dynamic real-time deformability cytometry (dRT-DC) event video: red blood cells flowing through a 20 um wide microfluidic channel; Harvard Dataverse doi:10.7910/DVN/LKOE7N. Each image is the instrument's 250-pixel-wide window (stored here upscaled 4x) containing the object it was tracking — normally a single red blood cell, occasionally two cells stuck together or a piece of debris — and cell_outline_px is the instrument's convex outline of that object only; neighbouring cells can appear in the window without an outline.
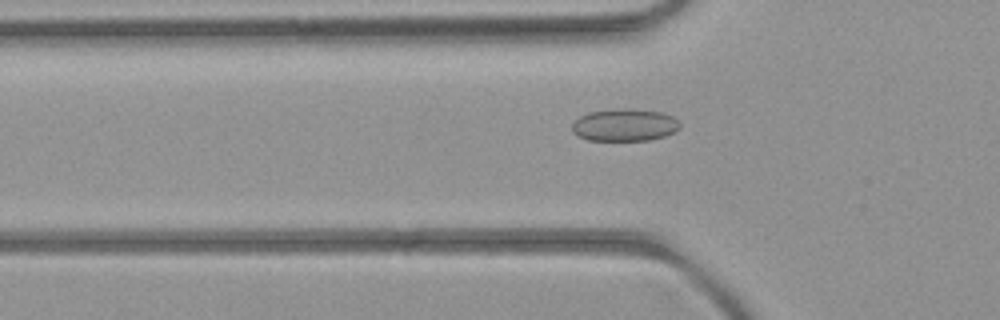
{"species": "common noctule bat (a hibernating species)", "species_latin": "Nyctalus noctula", "temperature_condition": "room temperature", "stored_images_in_passage": 36, "camera_frame_rate_fps": 3000, "um_per_image_px": 0.085, "animal": {"sex": "female", "body_mass_g": 21.9}, "frame": {"image": 1, "passage_image": 6, "time_ms": 1.667, "image_size_px": [1000, 320], "cell_outline_px": [[680, 128], [676, 132], [664, 136], [648, 140], [588, 140], [572, 132], [572, 124], [580, 116], [588, 112], [660, 112], [672, 116], [680, 124]], "centroid_in_image_um": [53.1, 10.69], "position_along_channel_um": 72.7, "area_um2": 19.13}}
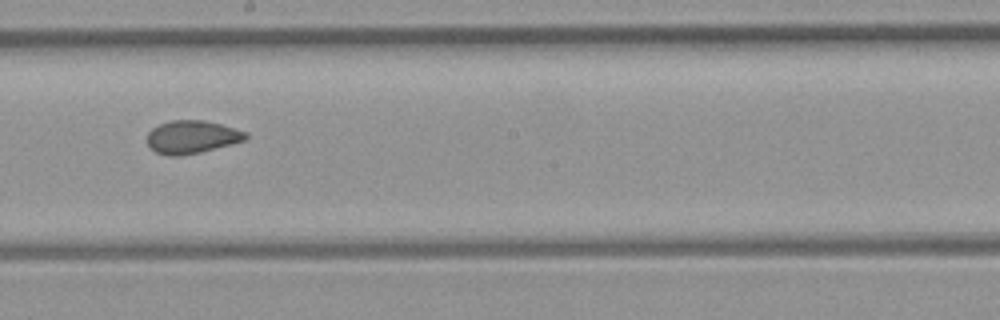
{"frame": {"image": 2, "passage_image": 18, "time_ms": 5.667, "image_size_px": [1000, 320], "cell_outline_px": [[248, 136], [244, 140], [200, 152], [180, 156], [168, 156], [156, 152], [148, 144], [148, 132], [152, 128], [160, 124], [172, 120], [204, 120], [220, 124], [248, 132]], "centroid_in_image_um": [16.3, 11.64], "position_along_channel_um": 231.9, "area_um2": 18.73}}
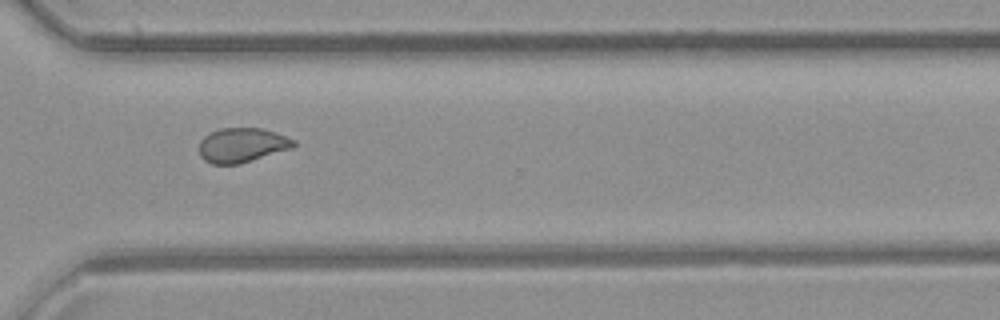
{"frame": {"image": 3, "passage_image": 27, "time_ms": 8.667, "image_size_px": [1000, 320], "cell_outline_px": [[296, 144], [292, 148], [240, 164], [212, 164], [204, 160], [200, 156], [200, 140], [204, 136], [220, 128], [260, 128], [276, 132], [296, 140]], "centroid_in_image_um": [20.58, 12.34], "position_along_channel_um": 350.0, "area_um2": 19.02}, "authors_computed_cell_mechanics": {"area_um2": 19.2185, "velocity_mm_per_s": 3.951, "shape_relaxation_time_tau1_ms": null, "shape_relaxation_time_tau2_ms": 1.5703, "deformation_change_tau1": null, "deformation_change_tau2": 0.0636}}